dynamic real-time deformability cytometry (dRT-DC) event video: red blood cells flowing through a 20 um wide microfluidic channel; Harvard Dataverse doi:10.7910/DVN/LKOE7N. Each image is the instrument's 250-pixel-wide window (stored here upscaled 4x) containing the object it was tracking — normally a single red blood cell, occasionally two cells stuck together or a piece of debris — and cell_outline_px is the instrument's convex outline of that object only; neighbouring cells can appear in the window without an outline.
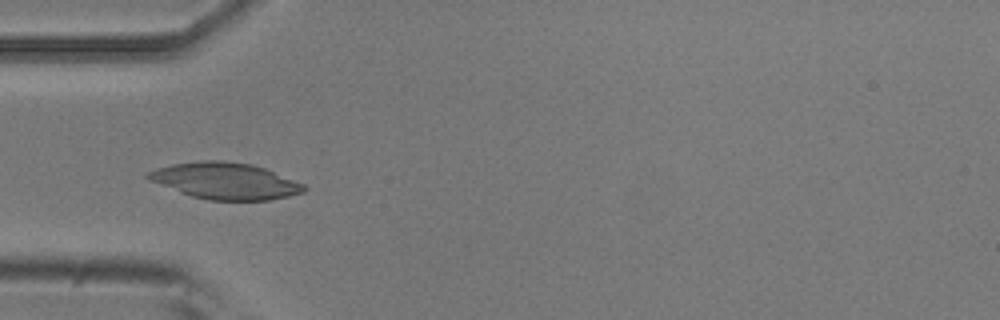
{"species": "common noctule bat (a hibernating species)", "species_latin": "Nyctalus noctula", "temperature_condition": "room temperature", "stored_images_in_passage": 7, "camera_frame_rate_fps": 3000, "um_per_image_px": 0.085, "animal": {"sex": "male", "body_mass_g": 20.5, "forearm_length_mm": 52.5}, "frame": {"image": 1, "passage_image": 3, "time_ms": 0.667, "image_size_px": [1000, 320], "cell_outline_px": [[308, 188], [304, 192], [288, 196], [268, 200], [208, 200], [192, 196], [180, 192], [148, 180], [144, 176], [148, 172], [156, 168], [172, 164], [204, 160], [220, 160], [252, 164], [264, 168], [304, 184]], "centroid_in_image_um": [19.13, 15.37], "position_along_channel_um": 65.9, "area_um2": 33.0}}
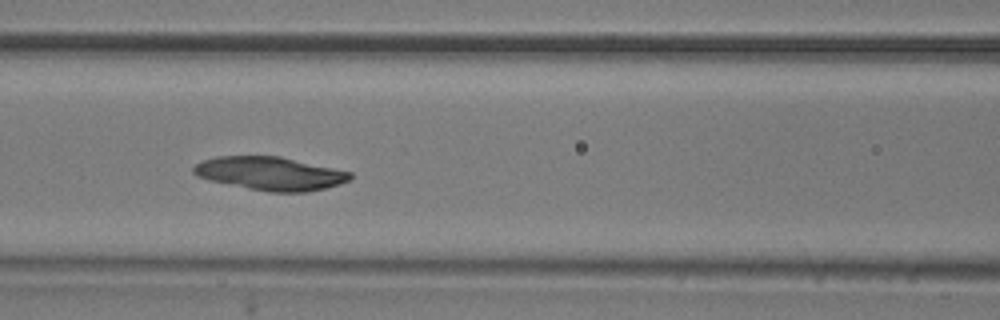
{"frame": {"image": 2, "passage_image": 5, "time_ms": 1.333, "image_size_px": [1000, 320], "cell_outline_px": [[352, 176], [348, 180], [340, 184], [328, 188], [308, 192], [268, 192], [248, 188], [212, 180], [196, 176], [192, 172], [192, 168], [196, 164], [204, 160], [216, 156], [280, 156], [352, 172]], "centroid_in_image_um": [23.0, 14.75], "position_along_channel_um": 143.6, "area_um2": 30.35}}
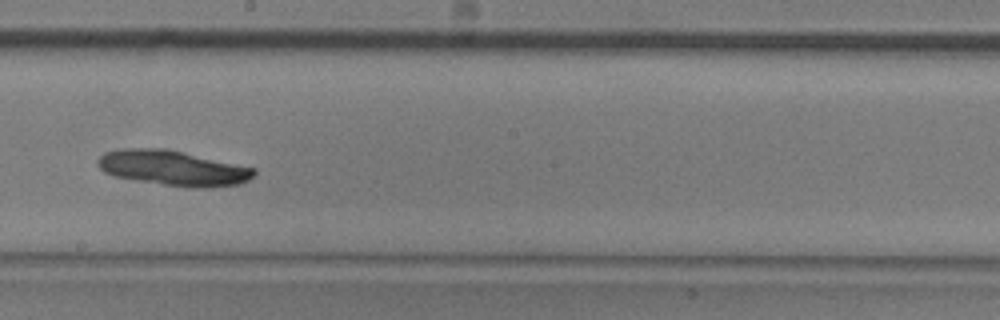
{"frame": {"image": 3, "passage_image": 7, "time_ms": 2.0, "image_size_px": [1000, 320], "cell_outline_px": [[256, 176], [240, 184], [204, 188], [188, 188], [112, 176], [104, 172], [100, 168], [96, 160], [104, 152], [120, 148], [164, 148], [256, 168]], "centroid_in_image_um": [14.7, 14.28], "position_along_channel_um": 233.5, "area_um2": 32.14}}